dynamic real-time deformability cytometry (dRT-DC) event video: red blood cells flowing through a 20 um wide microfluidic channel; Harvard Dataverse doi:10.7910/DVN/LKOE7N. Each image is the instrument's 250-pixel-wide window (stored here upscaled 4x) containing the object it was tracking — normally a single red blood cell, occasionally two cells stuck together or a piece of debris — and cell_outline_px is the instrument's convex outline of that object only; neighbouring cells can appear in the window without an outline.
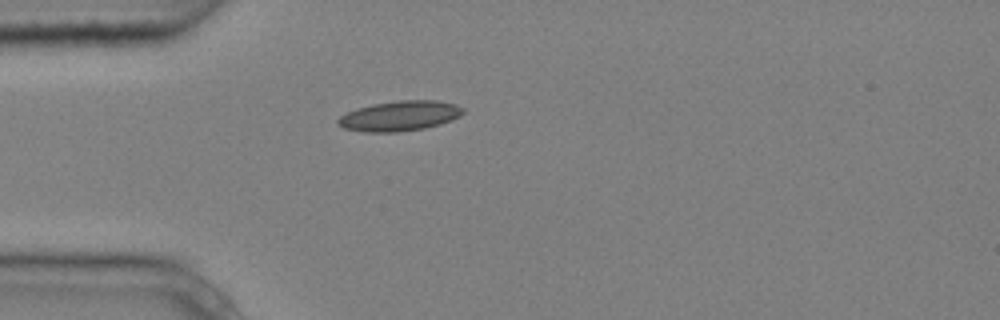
{"species": "common noctule bat (a hibernating species)", "species_latin": "Nyctalus noctula", "temperature_condition": "cold", "stored_images_in_passage": 5, "camera_frame_rate_fps": 3000, "um_per_image_px": 0.085, "animal": {"sex": "male", "body_mass_g": 20.4}, "frame": {"image": 1, "passage_image": 5, "time_ms": 1.333, "image_size_px": [1000, 320], "cell_outline_px": [[464, 112], [460, 116], [452, 120], [440, 124], [424, 128], [396, 132], [364, 132], [344, 128], [336, 124], [336, 120], [340, 116], [356, 108], [372, 104], [400, 100], [436, 100], [456, 104], [464, 108]], "centroid_in_image_um": [33.97, 9.85], "position_along_channel_um": 51.0, "area_um2": 22.02}}